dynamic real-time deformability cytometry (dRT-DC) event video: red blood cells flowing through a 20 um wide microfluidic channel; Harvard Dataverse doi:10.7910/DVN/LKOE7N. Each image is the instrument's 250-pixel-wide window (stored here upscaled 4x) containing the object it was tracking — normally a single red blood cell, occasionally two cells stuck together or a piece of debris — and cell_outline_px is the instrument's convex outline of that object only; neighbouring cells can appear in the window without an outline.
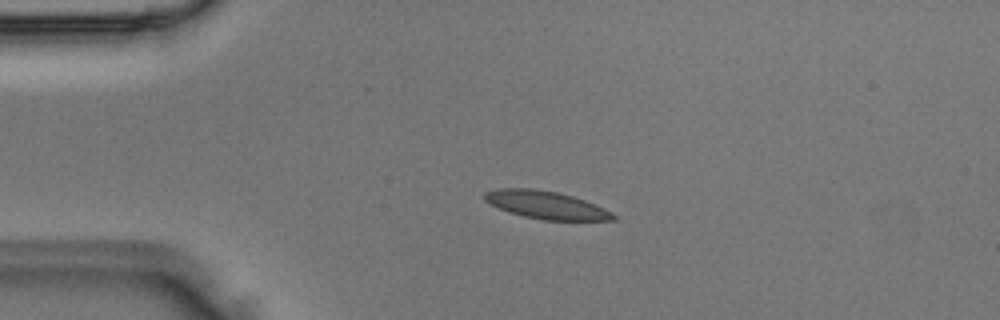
{"species": "Egyptian fruit bat (a non-hibernating species)", "species_latin": "Rousettus aegyptiacus", "temperature_condition": "room temperature", "stored_images_in_passage": 7, "camera_frame_rate_fps": 3000, "um_per_image_px": 0.085, "animal": {"sex": "male"}, "frame": {"image": 1, "passage_image": 3, "time_ms": 0.667, "image_size_px": [1000, 320], "cell_outline_px": [[620, 216], [616, 220], [544, 220], [524, 216], [508, 212], [488, 204], [484, 200], [484, 192], [496, 188], [532, 188], [556, 192], [572, 196], [584, 200], [604, 208]], "centroid_in_image_um": [46.4, 17.42], "position_along_channel_um": 38.6, "area_um2": 20.98}}
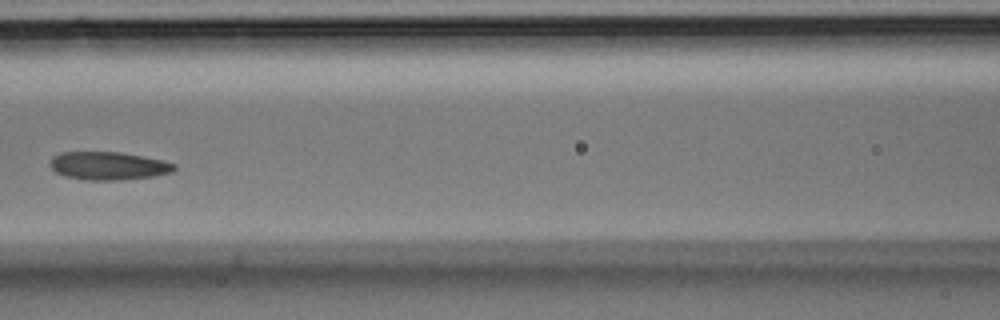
{"frame": {"image": 2, "passage_image": 6, "time_ms": 1.667, "image_size_px": [1000, 320], "cell_outline_px": [[176, 168], [172, 172], [156, 176], [116, 180], [88, 180], [64, 176], [56, 172], [52, 168], [52, 156], [60, 152], [120, 152], [160, 160], [176, 164]], "centroid_in_image_um": [9.22, 14.1], "position_along_channel_um": 157.4, "area_um2": 20.11}}
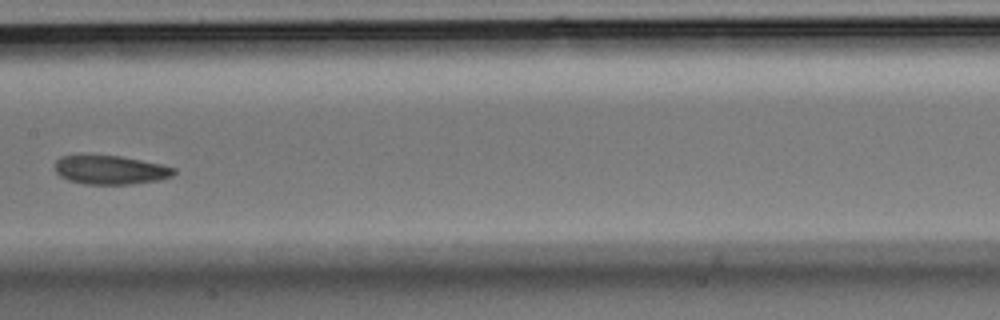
{"frame": {"image": 3, "passage_image": 7, "time_ms": 2.0, "image_size_px": [1000, 320], "cell_outline_px": [[176, 172], [172, 176], [160, 180], [128, 184], [84, 184], [68, 180], [60, 176], [56, 172], [56, 160], [60, 156], [120, 156], [160, 164], [176, 168]], "centroid_in_image_um": [9.4, 14.45], "position_along_channel_um": 198.0, "area_um2": 19.77}}